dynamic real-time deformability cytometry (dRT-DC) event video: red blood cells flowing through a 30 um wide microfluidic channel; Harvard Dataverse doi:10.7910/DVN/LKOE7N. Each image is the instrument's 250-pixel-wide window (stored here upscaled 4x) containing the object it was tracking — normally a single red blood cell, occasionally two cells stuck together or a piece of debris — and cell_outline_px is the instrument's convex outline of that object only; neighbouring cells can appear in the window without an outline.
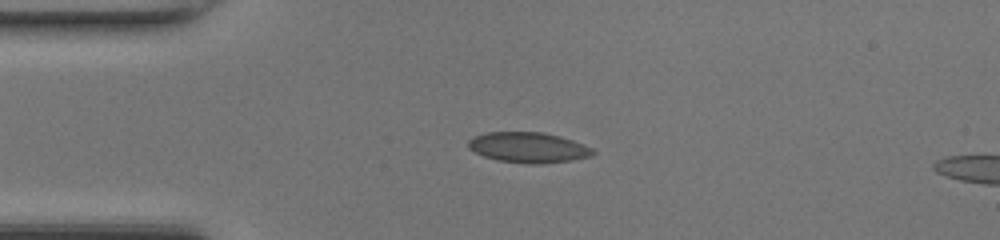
{"species": "common noctule bat (a hibernating species)", "species_latin": "Nyctalus noctula", "temperature_condition": "room temperature", "stored_images_in_passage": 13, "camera_frame_rate_fps": 3000, "um_per_image_px": 0.085, "animal": {"sex": "female", "body_mass_g": 17.0, "forearm_length_mm": 48.0}, "frame": {"image": 1, "passage_image": 10, "time_ms": 3.0, "image_size_px": [1000, 240], "cell_outline_px": [[596, 152], [592, 156], [568, 160], [540, 164], [528, 164], [496, 160], [484, 156], [468, 148], [468, 140], [472, 136], [488, 132], [540, 132], [560, 136], [572, 140], [592, 148]], "centroid_in_image_um": [44.88, 12.53], "position_along_channel_um": 40.1, "area_um2": 22.02}}